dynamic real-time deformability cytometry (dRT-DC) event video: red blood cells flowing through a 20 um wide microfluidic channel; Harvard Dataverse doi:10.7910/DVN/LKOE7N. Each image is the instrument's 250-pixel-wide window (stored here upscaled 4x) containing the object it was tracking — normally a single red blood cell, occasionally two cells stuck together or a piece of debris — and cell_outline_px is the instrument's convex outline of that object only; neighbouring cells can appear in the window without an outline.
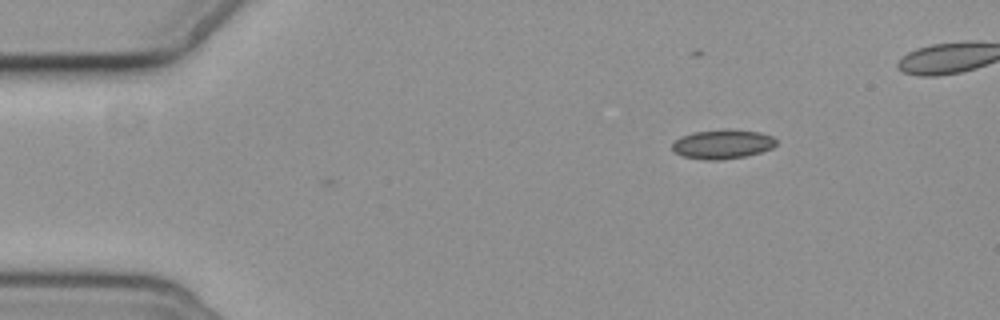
{"species": "common noctule bat (a hibernating species)", "species_latin": "Nyctalus noctula", "temperature_condition": "cold", "stored_images_in_passage": 4, "camera_frame_rate_fps": 3000, "um_per_image_px": 0.085, "animal": {"sex": "female", "body_mass_g": 19.3, "forearm_length_mm": 54.1}, "frame": {"image": 1, "passage_image": 1, "time_ms": 0.0, "image_size_px": [1000, 320], "cell_outline_px": [[776, 144], [772, 148], [760, 152], [744, 156], [720, 160], [704, 160], [684, 156], [672, 152], [672, 144], [680, 136], [692, 132], [724, 128], [728, 128], [760, 132], [772, 136], [776, 140]], "centroid_in_image_um": [61.39, 12.23], "position_along_channel_um": 23.6, "area_um2": 17.98}}